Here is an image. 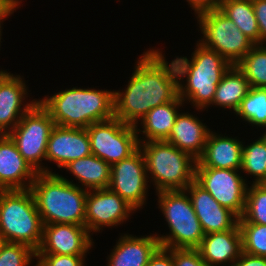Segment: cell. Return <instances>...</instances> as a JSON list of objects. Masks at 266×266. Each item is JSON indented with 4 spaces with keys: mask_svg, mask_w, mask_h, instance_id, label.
<instances>
[{
    "mask_svg": "<svg viewBox=\"0 0 266 266\" xmlns=\"http://www.w3.org/2000/svg\"><path fill=\"white\" fill-rule=\"evenodd\" d=\"M138 59L127 88L114 91V118L133 126L151 109L178 96L174 60L168 63L159 49H150Z\"/></svg>",
    "mask_w": 266,
    "mask_h": 266,
    "instance_id": "cell-1",
    "label": "cell"
},
{
    "mask_svg": "<svg viewBox=\"0 0 266 266\" xmlns=\"http://www.w3.org/2000/svg\"><path fill=\"white\" fill-rule=\"evenodd\" d=\"M43 225H85L88 191L58 173H37L31 184Z\"/></svg>",
    "mask_w": 266,
    "mask_h": 266,
    "instance_id": "cell-2",
    "label": "cell"
},
{
    "mask_svg": "<svg viewBox=\"0 0 266 266\" xmlns=\"http://www.w3.org/2000/svg\"><path fill=\"white\" fill-rule=\"evenodd\" d=\"M38 101L58 126L87 128L114 118V91L111 90L73 87Z\"/></svg>",
    "mask_w": 266,
    "mask_h": 266,
    "instance_id": "cell-3",
    "label": "cell"
},
{
    "mask_svg": "<svg viewBox=\"0 0 266 266\" xmlns=\"http://www.w3.org/2000/svg\"><path fill=\"white\" fill-rule=\"evenodd\" d=\"M191 57L190 60L182 56L173 59L178 75V96L202 111L212 103L217 85L232 64L200 43H196ZM184 78L186 84L182 85L180 80Z\"/></svg>",
    "mask_w": 266,
    "mask_h": 266,
    "instance_id": "cell-4",
    "label": "cell"
},
{
    "mask_svg": "<svg viewBox=\"0 0 266 266\" xmlns=\"http://www.w3.org/2000/svg\"><path fill=\"white\" fill-rule=\"evenodd\" d=\"M139 148L144 155L147 175H151L156 193L185 190L195 181L197 160L189 153L165 140L139 142Z\"/></svg>",
    "mask_w": 266,
    "mask_h": 266,
    "instance_id": "cell-5",
    "label": "cell"
},
{
    "mask_svg": "<svg viewBox=\"0 0 266 266\" xmlns=\"http://www.w3.org/2000/svg\"><path fill=\"white\" fill-rule=\"evenodd\" d=\"M43 223L31 189L0 190V235L35 251L42 241Z\"/></svg>",
    "mask_w": 266,
    "mask_h": 266,
    "instance_id": "cell-6",
    "label": "cell"
},
{
    "mask_svg": "<svg viewBox=\"0 0 266 266\" xmlns=\"http://www.w3.org/2000/svg\"><path fill=\"white\" fill-rule=\"evenodd\" d=\"M158 205L171 234L156 235L160 247L196 249L205 236L201 223L185 190L160 191Z\"/></svg>",
    "mask_w": 266,
    "mask_h": 266,
    "instance_id": "cell-7",
    "label": "cell"
},
{
    "mask_svg": "<svg viewBox=\"0 0 266 266\" xmlns=\"http://www.w3.org/2000/svg\"><path fill=\"white\" fill-rule=\"evenodd\" d=\"M55 123L49 112L37 101L8 133L18 151L36 173H54L43 167L47 143Z\"/></svg>",
    "mask_w": 266,
    "mask_h": 266,
    "instance_id": "cell-8",
    "label": "cell"
},
{
    "mask_svg": "<svg viewBox=\"0 0 266 266\" xmlns=\"http://www.w3.org/2000/svg\"><path fill=\"white\" fill-rule=\"evenodd\" d=\"M203 47L216 51L230 64L236 65L255 45L218 8L197 15Z\"/></svg>",
    "mask_w": 266,
    "mask_h": 266,
    "instance_id": "cell-9",
    "label": "cell"
},
{
    "mask_svg": "<svg viewBox=\"0 0 266 266\" xmlns=\"http://www.w3.org/2000/svg\"><path fill=\"white\" fill-rule=\"evenodd\" d=\"M86 130L92 154L110 166L128 158L139 148L136 126L118 118L93 123Z\"/></svg>",
    "mask_w": 266,
    "mask_h": 266,
    "instance_id": "cell-10",
    "label": "cell"
},
{
    "mask_svg": "<svg viewBox=\"0 0 266 266\" xmlns=\"http://www.w3.org/2000/svg\"><path fill=\"white\" fill-rule=\"evenodd\" d=\"M237 172L240 171L196 168L195 181L208 191L221 206L230 209L240 218L245 209L248 183Z\"/></svg>",
    "mask_w": 266,
    "mask_h": 266,
    "instance_id": "cell-11",
    "label": "cell"
},
{
    "mask_svg": "<svg viewBox=\"0 0 266 266\" xmlns=\"http://www.w3.org/2000/svg\"><path fill=\"white\" fill-rule=\"evenodd\" d=\"M148 179L144 155L138 148L128 158L111 165L109 189L138 210L146 204Z\"/></svg>",
    "mask_w": 266,
    "mask_h": 266,
    "instance_id": "cell-12",
    "label": "cell"
},
{
    "mask_svg": "<svg viewBox=\"0 0 266 266\" xmlns=\"http://www.w3.org/2000/svg\"><path fill=\"white\" fill-rule=\"evenodd\" d=\"M136 211L117 193L109 188L89 190L86 196L85 226L88 232H97L102 227H113L126 222Z\"/></svg>",
    "mask_w": 266,
    "mask_h": 266,
    "instance_id": "cell-13",
    "label": "cell"
},
{
    "mask_svg": "<svg viewBox=\"0 0 266 266\" xmlns=\"http://www.w3.org/2000/svg\"><path fill=\"white\" fill-rule=\"evenodd\" d=\"M93 239L85 225H43L42 241L36 254L87 255Z\"/></svg>",
    "mask_w": 266,
    "mask_h": 266,
    "instance_id": "cell-14",
    "label": "cell"
},
{
    "mask_svg": "<svg viewBox=\"0 0 266 266\" xmlns=\"http://www.w3.org/2000/svg\"><path fill=\"white\" fill-rule=\"evenodd\" d=\"M185 191L189 194L193 209L205 235L233 229L238 224L239 217L230 209L221 206L196 181L190 183Z\"/></svg>",
    "mask_w": 266,
    "mask_h": 266,
    "instance_id": "cell-15",
    "label": "cell"
},
{
    "mask_svg": "<svg viewBox=\"0 0 266 266\" xmlns=\"http://www.w3.org/2000/svg\"><path fill=\"white\" fill-rule=\"evenodd\" d=\"M91 154L86 128L54 126L47 143L46 160L53 161L58 168H62L73 160Z\"/></svg>",
    "mask_w": 266,
    "mask_h": 266,
    "instance_id": "cell-16",
    "label": "cell"
},
{
    "mask_svg": "<svg viewBox=\"0 0 266 266\" xmlns=\"http://www.w3.org/2000/svg\"><path fill=\"white\" fill-rule=\"evenodd\" d=\"M24 82L20 75L14 76L7 71L0 73V135L8 134L38 101L34 99L22 104L28 95Z\"/></svg>",
    "mask_w": 266,
    "mask_h": 266,
    "instance_id": "cell-17",
    "label": "cell"
},
{
    "mask_svg": "<svg viewBox=\"0 0 266 266\" xmlns=\"http://www.w3.org/2000/svg\"><path fill=\"white\" fill-rule=\"evenodd\" d=\"M36 174L11 137L0 135V190L30 189Z\"/></svg>",
    "mask_w": 266,
    "mask_h": 266,
    "instance_id": "cell-18",
    "label": "cell"
},
{
    "mask_svg": "<svg viewBox=\"0 0 266 266\" xmlns=\"http://www.w3.org/2000/svg\"><path fill=\"white\" fill-rule=\"evenodd\" d=\"M196 249L208 266L233 264L242 252L239 224L233 229L206 234Z\"/></svg>",
    "mask_w": 266,
    "mask_h": 266,
    "instance_id": "cell-19",
    "label": "cell"
},
{
    "mask_svg": "<svg viewBox=\"0 0 266 266\" xmlns=\"http://www.w3.org/2000/svg\"><path fill=\"white\" fill-rule=\"evenodd\" d=\"M236 137L221 136L210 131L205 150L197 160L196 168L240 170L243 142Z\"/></svg>",
    "mask_w": 266,
    "mask_h": 266,
    "instance_id": "cell-20",
    "label": "cell"
},
{
    "mask_svg": "<svg viewBox=\"0 0 266 266\" xmlns=\"http://www.w3.org/2000/svg\"><path fill=\"white\" fill-rule=\"evenodd\" d=\"M211 129L192 114L180 113L165 140L181 151H185L198 160L204 150Z\"/></svg>",
    "mask_w": 266,
    "mask_h": 266,
    "instance_id": "cell-21",
    "label": "cell"
},
{
    "mask_svg": "<svg viewBox=\"0 0 266 266\" xmlns=\"http://www.w3.org/2000/svg\"><path fill=\"white\" fill-rule=\"evenodd\" d=\"M159 247L155 234L141 237L121 235L110 256L108 255L107 266H147L150 257Z\"/></svg>",
    "mask_w": 266,
    "mask_h": 266,
    "instance_id": "cell-22",
    "label": "cell"
},
{
    "mask_svg": "<svg viewBox=\"0 0 266 266\" xmlns=\"http://www.w3.org/2000/svg\"><path fill=\"white\" fill-rule=\"evenodd\" d=\"M184 101L177 96L173 101L151 109L140 121L142 129L136 126V133L139 142L162 141L169 137L170 131L175 123L178 110ZM144 134L146 138H139V134Z\"/></svg>",
    "mask_w": 266,
    "mask_h": 266,
    "instance_id": "cell-23",
    "label": "cell"
},
{
    "mask_svg": "<svg viewBox=\"0 0 266 266\" xmlns=\"http://www.w3.org/2000/svg\"><path fill=\"white\" fill-rule=\"evenodd\" d=\"M63 168L70 171L87 191L109 188L111 166L93 154L73 160Z\"/></svg>",
    "mask_w": 266,
    "mask_h": 266,
    "instance_id": "cell-24",
    "label": "cell"
},
{
    "mask_svg": "<svg viewBox=\"0 0 266 266\" xmlns=\"http://www.w3.org/2000/svg\"><path fill=\"white\" fill-rule=\"evenodd\" d=\"M251 86L245 75L236 65H232L217 85L210 105L232 109L235 113L241 101L246 97Z\"/></svg>",
    "mask_w": 266,
    "mask_h": 266,
    "instance_id": "cell-25",
    "label": "cell"
},
{
    "mask_svg": "<svg viewBox=\"0 0 266 266\" xmlns=\"http://www.w3.org/2000/svg\"><path fill=\"white\" fill-rule=\"evenodd\" d=\"M218 9L255 45H260V32L252 0H222Z\"/></svg>",
    "mask_w": 266,
    "mask_h": 266,
    "instance_id": "cell-26",
    "label": "cell"
},
{
    "mask_svg": "<svg viewBox=\"0 0 266 266\" xmlns=\"http://www.w3.org/2000/svg\"><path fill=\"white\" fill-rule=\"evenodd\" d=\"M240 170L254 176L255 184L266 183V138L263 135L250 145L243 144Z\"/></svg>",
    "mask_w": 266,
    "mask_h": 266,
    "instance_id": "cell-27",
    "label": "cell"
},
{
    "mask_svg": "<svg viewBox=\"0 0 266 266\" xmlns=\"http://www.w3.org/2000/svg\"><path fill=\"white\" fill-rule=\"evenodd\" d=\"M266 44L254 45L236 64L251 87L266 88Z\"/></svg>",
    "mask_w": 266,
    "mask_h": 266,
    "instance_id": "cell-28",
    "label": "cell"
},
{
    "mask_svg": "<svg viewBox=\"0 0 266 266\" xmlns=\"http://www.w3.org/2000/svg\"><path fill=\"white\" fill-rule=\"evenodd\" d=\"M235 114L257 127H266V88L251 87Z\"/></svg>",
    "mask_w": 266,
    "mask_h": 266,
    "instance_id": "cell-29",
    "label": "cell"
},
{
    "mask_svg": "<svg viewBox=\"0 0 266 266\" xmlns=\"http://www.w3.org/2000/svg\"><path fill=\"white\" fill-rule=\"evenodd\" d=\"M238 223L266 225V183L247 187L245 209Z\"/></svg>",
    "mask_w": 266,
    "mask_h": 266,
    "instance_id": "cell-30",
    "label": "cell"
},
{
    "mask_svg": "<svg viewBox=\"0 0 266 266\" xmlns=\"http://www.w3.org/2000/svg\"><path fill=\"white\" fill-rule=\"evenodd\" d=\"M242 235V251L266 257V225L238 223Z\"/></svg>",
    "mask_w": 266,
    "mask_h": 266,
    "instance_id": "cell-31",
    "label": "cell"
},
{
    "mask_svg": "<svg viewBox=\"0 0 266 266\" xmlns=\"http://www.w3.org/2000/svg\"><path fill=\"white\" fill-rule=\"evenodd\" d=\"M36 251L22 243L6 242L0 251V266H29Z\"/></svg>",
    "mask_w": 266,
    "mask_h": 266,
    "instance_id": "cell-32",
    "label": "cell"
},
{
    "mask_svg": "<svg viewBox=\"0 0 266 266\" xmlns=\"http://www.w3.org/2000/svg\"><path fill=\"white\" fill-rule=\"evenodd\" d=\"M35 266H84L85 255L36 254Z\"/></svg>",
    "mask_w": 266,
    "mask_h": 266,
    "instance_id": "cell-33",
    "label": "cell"
},
{
    "mask_svg": "<svg viewBox=\"0 0 266 266\" xmlns=\"http://www.w3.org/2000/svg\"><path fill=\"white\" fill-rule=\"evenodd\" d=\"M173 256L175 266H208L197 249L166 248Z\"/></svg>",
    "mask_w": 266,
    "mask_h": 266,
    "instance_id": "cell-34",
    "label": "cell"
},
{
    "mask_svg": "<svg viewBox=\"0 0 266 266\" xmlns=\"http://www.w3.org/2000/svg\"><path fill=\"white\" fill-rule=\"evenodd\" d=\"M255 17L260 32V45L266 41V0H252Z\"/></svg>",
    "mask_w": 266,
    "mask_h": 266,
    "instance_id": "cell-35",
    "label": "cell"
},
{
    "mask_svg": "<svg viewBox=\"0 0 266 266\" xmlns=\"http://www.w3.org/2000/svg\"><path fill=\"white\" fill-rule=\"evenodd\" d=\"M147 266H175L172 254L163 247H159L150 257Z\"/></svg>",
    "mask_w": 266,
    "mask_h": 266,
    "instance_id": "cell-36",
    "label": "cell"
},
{
    "mask_svg": "<svg viewBox=\"0 0 266 266\" xmlns=\"http://www.w3.org/2000/svg\"><path fill=\"white\" fill-rule=\"evenodd\" d=\"M229 266H266V257L254 256L242 251L236 261Z\"/></svg>",
    "mask_w": 266,
    "mask_h": 266,
    "instance_id": "cell-37",
    "label": "cell"
},
{
    "mask_svg": "<svg viewBox=\"0 0 266 266\" xmlns=\"http://www.w3.org/2000/svg\"><path fill=\"white\" fill-rule=\"evenodd\" d=\"M190 7L194 10L195 14L198 15L208 10H215L219 8L222 0H186Z\"/></svg>",
    "mask_w": 266,
    "mask_h": 266,
    "instance_id": "cell-38",
    "label": "cell"
},
{
    "mask_svg": "<svg viewBox=\"0 0 266 266\" xmlns=\"http://www.w3.org/2000/svg\"><path fill=\"white\" fill-rule=\"evenodd\" d=\"M21 1L20 0H13L1 13H0V42H1V36H2V25L1 23L4 21V18L6 19L8 16L12 15L16 8H19L18 6L20 5ZM1 45V43H0ZM1 72H5L4 70H0Z\"/></svg>",
    "mask_w": 266,
    "mask_h": 266,
    "instance_id": "cell-39",
    "label": "cell"
},
{
    "mask_svg": "<svg viewBox=\"0 0 266 266\" xmlns=\"http://www.w3.org/2000/svg\"><path fill=\"white\" fill-rule=\"evenodd\" d=\"M13 0H0V13L12 2Z\"/></svg>",
    "mask_w": 266,
    "mask_h": 266,
    "instance_id": "cell-40",
    "label": "cell"
},
{
    "mask_svg": "<svg viewBox=\"0 0 266 266\" xmlns=\"http://www.w3.org/2000/svg\"><path fill=\"white\" fill-rule=\"evenodd\" d=\"M5 243H6V240L0 235V251Z\"/></svg>",
    "mask_w": 266,
    "mask_h": 266,
    "instance_id": "cell-41",
    "label": "cell"
}]
</instances>
